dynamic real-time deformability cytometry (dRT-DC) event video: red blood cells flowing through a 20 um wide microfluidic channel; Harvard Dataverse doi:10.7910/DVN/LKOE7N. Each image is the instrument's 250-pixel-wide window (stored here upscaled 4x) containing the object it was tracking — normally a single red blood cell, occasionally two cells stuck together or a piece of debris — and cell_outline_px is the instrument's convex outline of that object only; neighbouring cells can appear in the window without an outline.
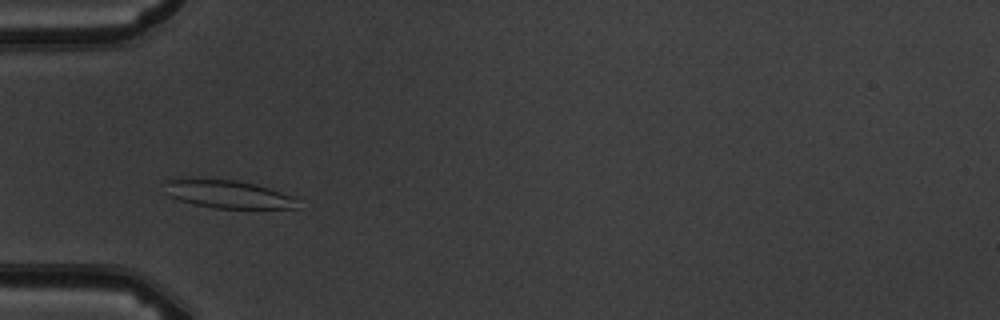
{"species": "common noctule bat (a hibernating species)", "species_latin": "Nyctalus noctula", "temperature_condition": "warm", "stored_images_in_passage": 9, "camera_frame_rate_fps": 3000, "um_per_image_px": 0.085, "animal": {"sex": "male", "body_mass_g": 19.5, "forearm_length_mm": 54.6}, "frame": {"image": 1, "passage_image": 3, "time_ms": 2.333, "image_size_px": [1000, 320], "cell_outline_px": [[296, 208], [216, 208], [196, 204], [180, 200], [168, 196], [164, 180], [188, 176], [192, 176], [236, 180], [256, 184], [296, 196]], "centroid_in_image_um": [19.31, 16.45], "position_along_channel_um": 65.7, "area_um2": 22.2}}
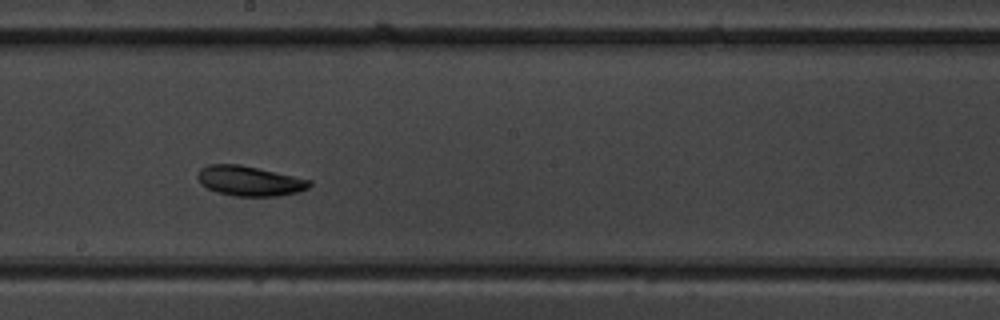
{"frame": {"image": 2, "passage_image": 7, "time_ms": 6.667, "image_size_px": [1000, 320], "cell_outline_px": [[312, 184], [308, 188], [296, 192], [276, 196], [232, 196], [216, 192], [200, 184], [196, 176], [200, 168], [208, 164], [240, 164], [312, 180]], "centroid_in_image_um": [21.17, 15.37], "position_along_channel_um": 227.0, "area_um2": 19.59}}
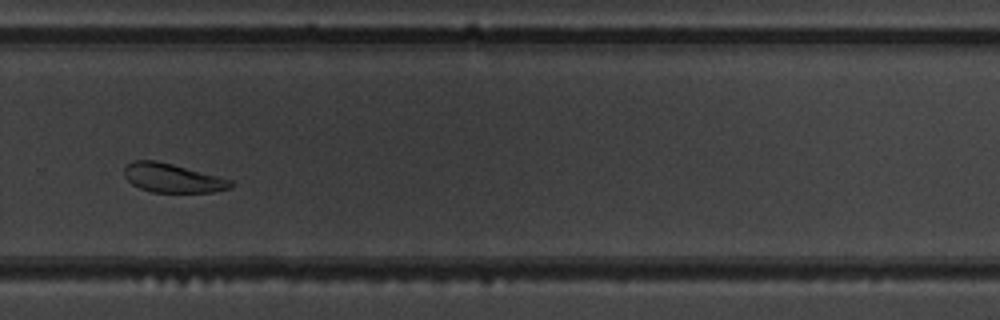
{"frame": {"image": 3, "passage_image": 9, "time_ms": 9.0, "image_size_px": [1000, 320], "cell_outline_px": [[232, 184], [228, 188], [216, 192], [152, 192], [140, 188], [132, 184], [124, 176], [124, 164], [132, 160], [156, 160], [220, 176], [232, 180]], "centroid_in_image_um": [14.62, 15.12], "position_along_channel_um": 315.2, "area_um2": 18.03}}